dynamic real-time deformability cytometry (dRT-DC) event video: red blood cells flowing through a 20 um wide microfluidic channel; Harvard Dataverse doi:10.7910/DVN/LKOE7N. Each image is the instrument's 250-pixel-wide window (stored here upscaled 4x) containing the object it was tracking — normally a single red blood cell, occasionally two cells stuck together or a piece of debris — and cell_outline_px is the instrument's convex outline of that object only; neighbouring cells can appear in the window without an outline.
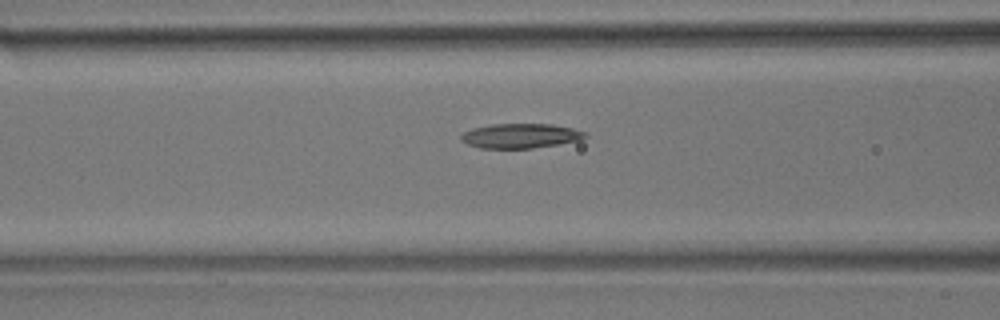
{"species": "common noctule bat (a hibernating species)", "species_latin": "Nyctalus noctula", "temperature_condition": "room temperature", "stored_images_in_passage": 32, "camera_frame_rate_fps": 3000, "um_per_image_px": 0.085, "animal": {"sex": "male", "body_mass_g": 17.9}, "frame": {"image": 1, "passage_image": 6, "time_ms": 1.667, "image_size_px": [1000, 320], "cell_outline_px": [[588, 136], [580, 140], [560, 144], [532, 148], [480, 148], [468, 144], [460, 140], [460, 136], [464, 132], [472, 128], [492, 124], [552, 124], [572, 128], [584, 132]], "centroid_in_image_um": [44.23, 11.55], "position_along_channel_um": 122.4, "area_um2": 17.8}}
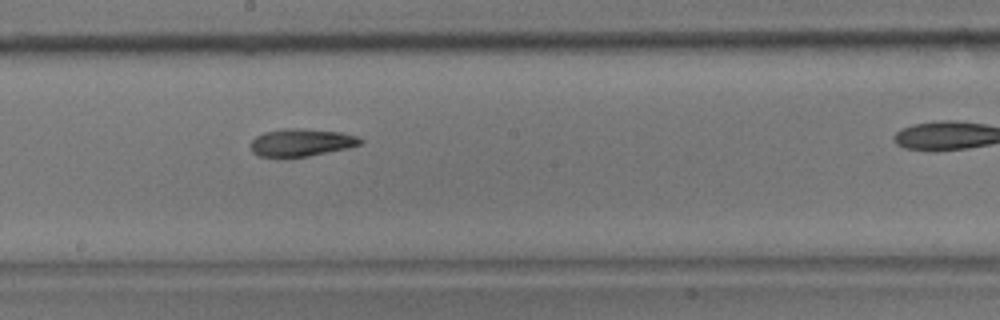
{"frame": {"image": 2, "passage_image": 14, "time_ms": 4.333, "image_size_px": [1000, 320], "cell_outline_px": [[364, 140], [360, 144], [348, 148], [308, 156], [260, 156], [252, 152], [252, 140], [256, 136], [264, 132], [284, 128], [296, 128], [340, 132], [356, 136]], "centroid_in_image_um": [25.62, 12.1], "position_along_channel_um": 222.6, "area_um2": 17.28}}
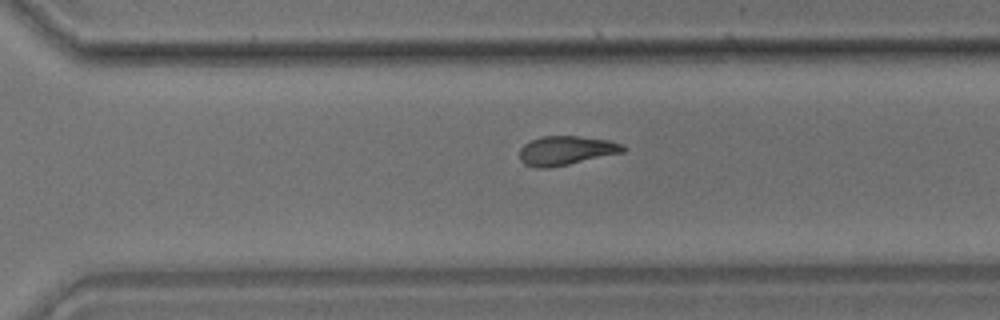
{"frame": {"image": 3, "passage_image": 22, "time_ms": 7.0, "image_size_px": [1000, 320], "cell_outline_px": [[628, 148], [624, 152], [568, 164], [548, 168], [536, 168], [524, 164], [520, 160], [520, 148], [524, 144], [532, 140], [544, 136], [576, 136], [608, 140], [624, 144]], "centroid_in_image_um": [48.13, 12.8], "position_along_channel_um": 322.5, "area_um2": 17.51}, "authors_computed_cell_mechanics": {"area_um2": 17.4267, "velocity_mm_per_s": 3.7588, "shape_relaxation_time_tau1_ms": 6.0217, "shape_relaxation_time_tau2_ms": 8.1273, "deformation_change_tau1": 0.1771, "deformation_change_tau2": 0.1668}}